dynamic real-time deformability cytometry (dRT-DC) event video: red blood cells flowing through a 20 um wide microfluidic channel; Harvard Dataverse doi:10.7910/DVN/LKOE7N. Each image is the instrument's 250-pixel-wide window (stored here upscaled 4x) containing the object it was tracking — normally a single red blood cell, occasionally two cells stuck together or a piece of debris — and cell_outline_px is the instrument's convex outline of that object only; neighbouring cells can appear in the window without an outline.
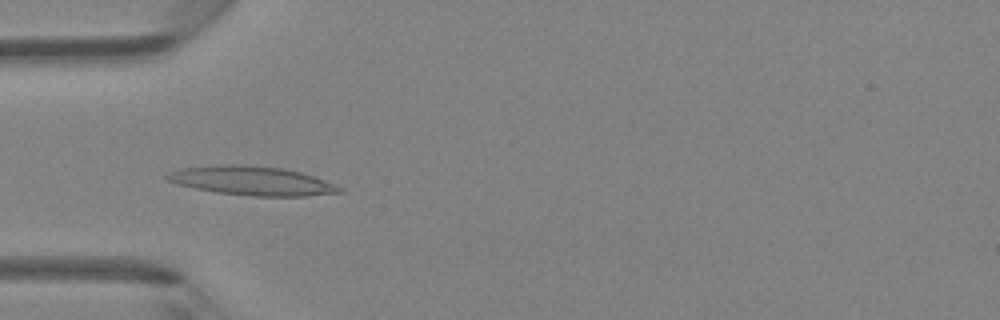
{"species": "Egyptian fruit bat (a non-hibernating species)", "species_latin": "Rousettus aegyptiacus", "temperature_condition": "room temperature", "stored_images_in_passage": 6, "camera_frame_rate_fps": 3000, "um_per_image_px": 0.085, "animal": {"sex": "female"}, "frame": {"image": 1, "passage_image": 4, "time_ms": 1.0, "image_size_px": [1000, 320], "cell_outline_px": [[344, 192], [304, 196], [252, 196], [216, 192], [176, 184], [164, 180], [164, 176], [180, 168], [216, 164], [240, 164], [280, 168], [300, 172], [336, 184], [344, 188]], "centroid_in_image_um": [21.39, 15.36], "position_along_channel_um": 63.6, "area_um2": 29.19}}
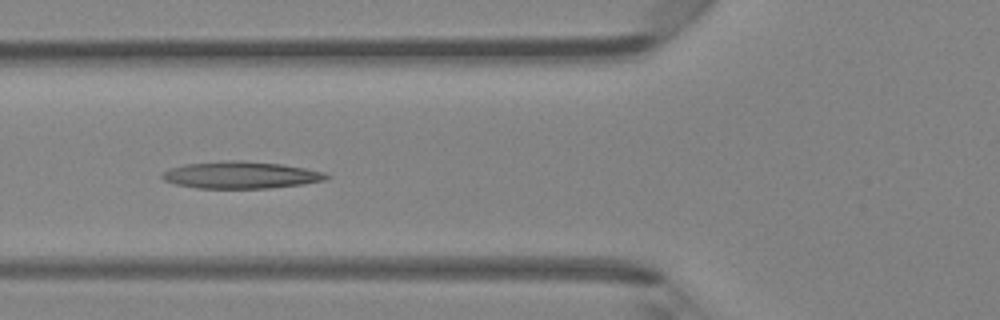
{"frame": {"image": 2, "passage_image": 5, "time_ms": 1.333, "image_size_px": [1000, 320], "cell_outline_px": [[332, 176], [324, 180], [304, 184], [268, 188], [196, 188], [176, 184], [164, 180], [160, 176], [168, 168], [184, 164], [228, 160], [240, 160], [280, 164], [304, 168], [324, 172]], "centroid_in_image_um": [20.45, 14.87], "position_along_channel_um": 105.3, "area_um2": 25.84}}
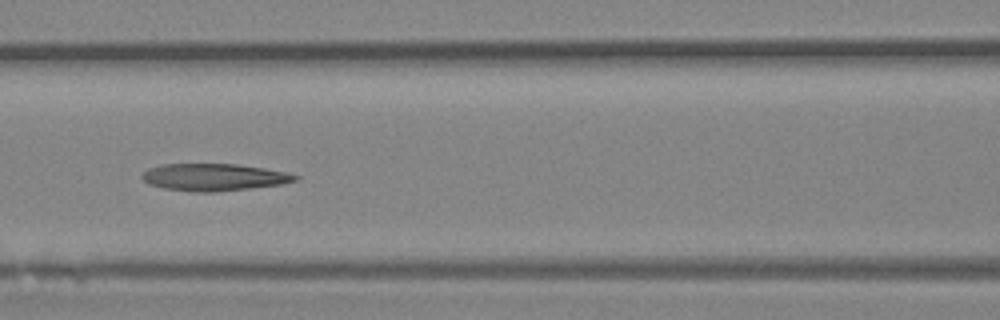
{"frame": {"image": 3, "passage_image": 6, "time_ms": 1.667, "image_size_px": [1000, 320], "cell_outline_px": [[300, 180], [284, 184], [216, 192], [192, 192], [164, 188], [148, 184], [140, 176], [148, 168], [160, 164], [236, 164], [264, 168], [288, 172], [300, 176]], "centroid_in_image_um": [18.22, 15.06], "position_along_channel_um": 148.4, "area_um2": 24.51}}